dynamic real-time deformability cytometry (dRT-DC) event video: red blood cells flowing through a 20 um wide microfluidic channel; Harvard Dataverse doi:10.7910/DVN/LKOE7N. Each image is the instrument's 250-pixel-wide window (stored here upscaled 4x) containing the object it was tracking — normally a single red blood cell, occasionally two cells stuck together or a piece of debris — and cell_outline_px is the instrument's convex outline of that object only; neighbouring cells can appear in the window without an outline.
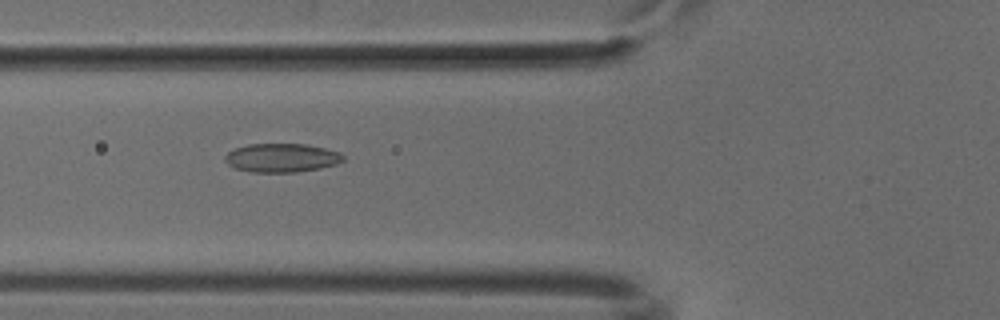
{"species": "common noctule bat (a hibernating species)", "species_latin": "Nyctalus noctula", "temperature_condition": "cold", "stored_images_in_passage": 39, "camera_frame_rate_fps": 3000, "um_per_image_px": 0.085, "animal": {"sex": "male", "body_mass_g": 18.8}, "frame": {"image": 1, "passage_image": 5, "time_ms": 1.333, "image_size_px": [1000, 320], "cell_outline_px": [[344, 160], [336, 164], [320, 168], [296, 172], [252, 172], [236, 168], [228, 164], [224, 160], [224, 156], [228, 152], [236, 148], [248, 144], [304, 144], [324, 148], [340, 152], [344, 156]], "centroid_in_image_um": [23.94, 13.41], "position_along_channel_um": 101.9, "area_um2": 19.71}}
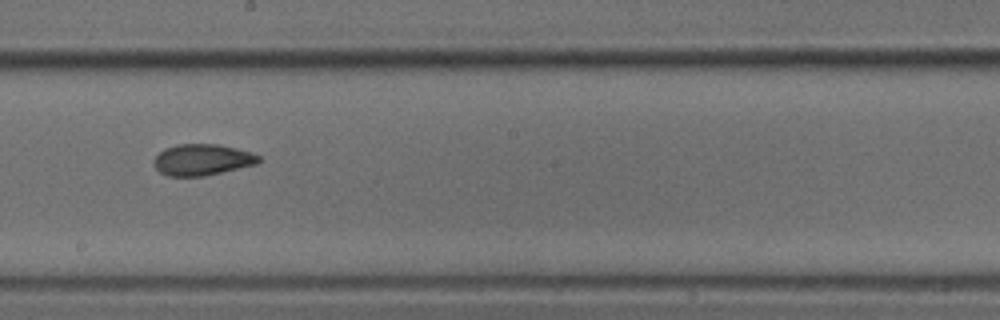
{"frame": {"image": 2, "passage_image": 15, "time_ms": 4.667, "image_size_px": [1000, 320], "cell_outline_px": [[264, 160], [256, 164], [204, 176], [168, 176], [160, 172], [152, 164], [152, 160], [164, 148], [176, 144], [216, 144], [236, 148], [260, 156]], "centroid_in_image_um": [17.16, 13.57], "position_along_channel_um": 231.0, "area_um2": 19.13}}
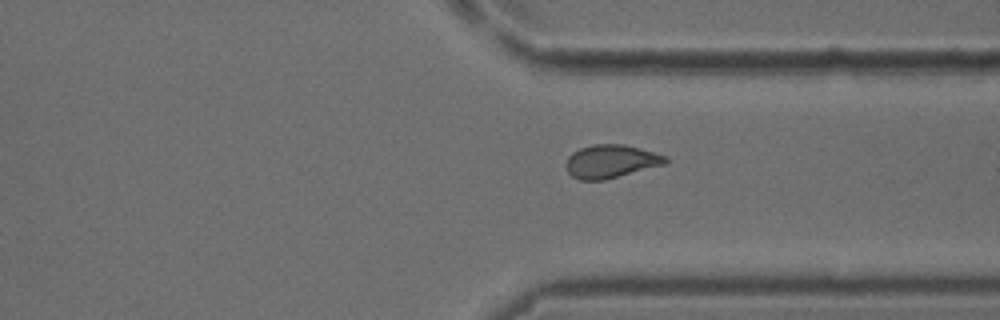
{"frame": {"image": 3, "passage_image": 25, "time_ms": 8.0, "image_size_px": [1000, 320], "cell_outline_px": [[668, 164], [604, 180], [580, 180], [572, 176], [568, 172], [564, 164], [568, 156], [572, 152], [580, 148], [596, 144], [624, 144], [668, 156]], "centroid_in_image_um": [51.94, 13.72], "position_along_channel_um": 359.5, "area_um2": 19.48}}